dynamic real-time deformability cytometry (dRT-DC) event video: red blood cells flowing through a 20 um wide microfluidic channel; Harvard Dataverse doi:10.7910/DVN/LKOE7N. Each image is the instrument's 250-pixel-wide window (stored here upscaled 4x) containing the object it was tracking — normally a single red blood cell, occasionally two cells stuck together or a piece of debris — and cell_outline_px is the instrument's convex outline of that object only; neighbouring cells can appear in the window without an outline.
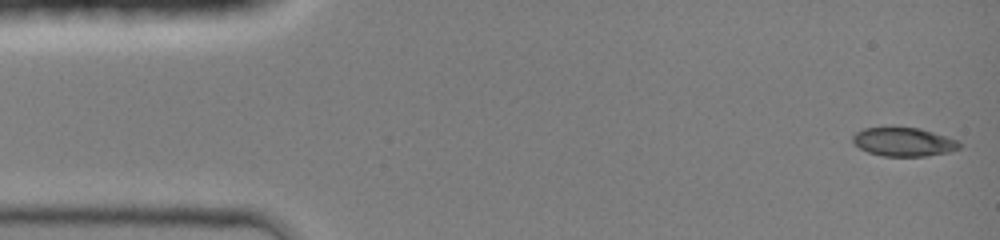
{"species": "common noctule bat (a hibernating species)", "species_latin": "Nyctalus noctula", "temperature_condition": "room temperature", "stored_images_in_passage": 28, "camera_frame_rate_fps": 3000, "um_per_image_px": 0.085, "animal": {"sex": "female", "body_mass_g": 19.0, "forearm_length_mm": 51.5}, "frame": {"image": 1, "passage_image": 1, "time_ms": 0.0, "image_size_px": [1000, 240], "cell_outline_px": [[960, 148], [948, 152], [928, 156], [884, 156], [868, 152], [860, 148], [852, 140], [852, 136], [856, 132], [864, 128], [920, 128], [948, 136], [960, 140]], "centroid_in_image_um": [76.86, 12.06], "position_along_channel_um": 8.1, "area_um2": 17.8}}
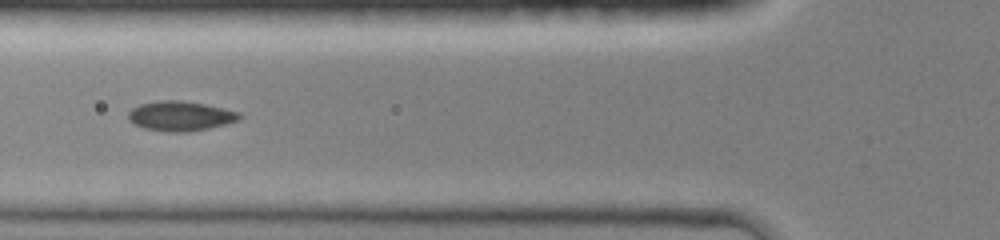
{"frame": {"image": 2, "passage_image": 16, "time_ms": 5.0, "image_size_px": [1000, 240], "cell_outline_px": [[244, 116], [240, 120], [208, 128], [184, 132], [168, 132], [144, 128], [128, 120], [128, 112], [132, 108], [140, 104], [160, 100], [180, 100], [204, 104], [224, 108], [240, 112]], "centroid_in_image_um": [15.35, 9.85], "position_along_channel_um": 110.4, "area_um2": 19.25}}
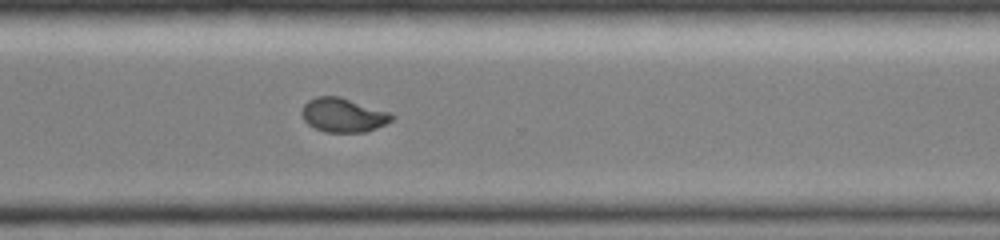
{"frame": {"image": 3, "passage_image": 28, "time_ms": 9.0, "image_size_px": [1000, 240], "cell_outline_px": [[396, 116], [392, 120], [376, 128], [364, 132], [324, 132], [308, 124], [304, 120], [300, 112], [304, 104], [308, 100], [316, 96], [340, 96], [392, 112]], "centroid_in_image_um": [29.18, 9.77], "position_along_channel_um": 341.4, "area_um2": 18.09}}